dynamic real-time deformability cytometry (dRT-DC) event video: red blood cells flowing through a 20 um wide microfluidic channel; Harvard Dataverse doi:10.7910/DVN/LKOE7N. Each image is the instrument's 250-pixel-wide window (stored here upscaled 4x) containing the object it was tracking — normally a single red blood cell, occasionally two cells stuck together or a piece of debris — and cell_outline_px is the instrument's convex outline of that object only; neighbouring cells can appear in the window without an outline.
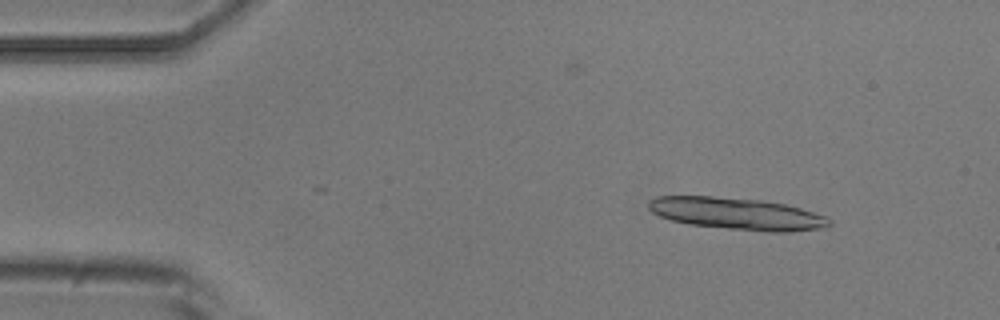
{"species": "common noctule bat (a hibernating species)", "species_latin": "Nyctalus noctula", "temperature_condition": "room temperature", "stored_images_in_passage": 3, "camera_frame_rate_fps": 3000, "um_per_image_px": 0.085, "animal": {"sex": "male", "body_mass_g": 20.5, "forearm_length_mm": 52.5}, "frame": {"image": 1, "passage_image": 1, "time_ms": 0.0, "image_size_px": [1000, 320], "cell_outline_px": [[832, 224], [820, 228], [788, 232], [768, 232], [688, 224], [672, 220], [660, 216], [652, 212], [648, 208], [648, 200], [656, 196], [712, 196], [760, 200], [784, 204], [800, 208], [824, 216], [832, 220]], "centroid_in_image_um": [62.61, 18.16], "position_along_channel_um": 22.4, "area_um2": 33.47}}